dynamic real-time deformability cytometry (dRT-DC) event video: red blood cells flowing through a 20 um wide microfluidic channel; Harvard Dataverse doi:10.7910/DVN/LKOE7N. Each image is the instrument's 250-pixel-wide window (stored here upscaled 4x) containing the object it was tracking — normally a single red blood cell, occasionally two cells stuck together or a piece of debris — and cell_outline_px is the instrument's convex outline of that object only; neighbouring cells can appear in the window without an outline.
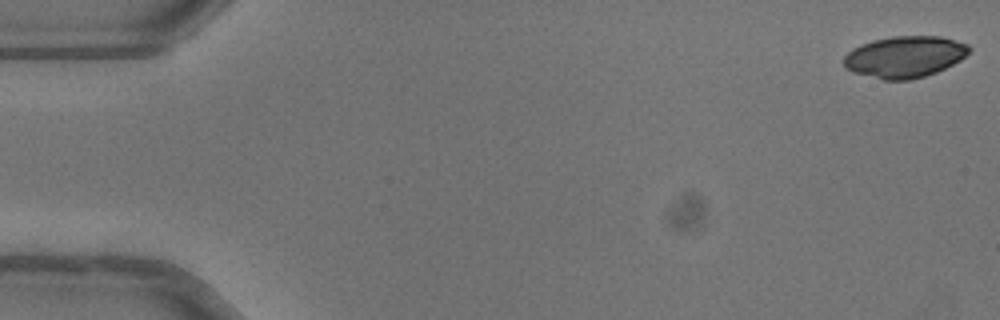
{"species": "common noctule bat (a hibernating species)", "species_latin": "Nyctalus noctula", "temperature_condition": "warm", "stored_images_in_passage": 51, "camera_frame_rate_fps": 3000, "um_per_image_px": 0.085, "animal": {"sex": "female"}, "frame": {"image": 1, "passage_image": 1, "time_ms": 0.0, "image_size_px": [1000, 320], "cell_outline_px": [[972, 48], [960, 60], [936, 72], [924, 76], [908, 80], [884, 80], [852, 72], [844, 68], [844, 56], [852, 48], [860, 44], [872, 40], [892, 36], [940, 36], [968, 44]], "centroid_in_image_um": [76.86, 4.82], "position_along_channel_um": 8.1, "area_um2": 30.35}}
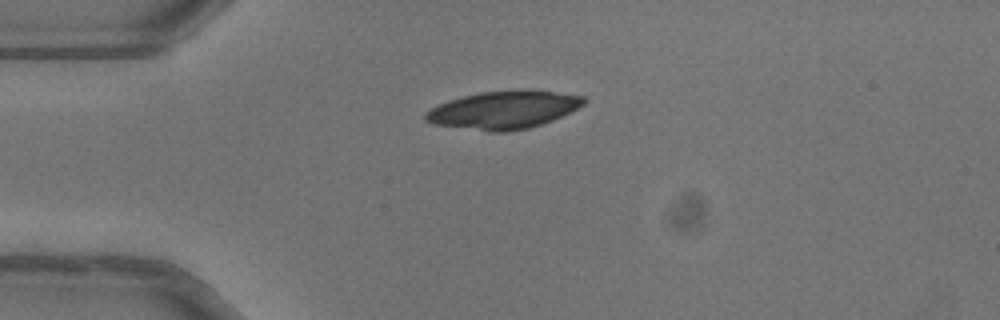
{"frame": {"image": 2, "passage_image": 13, "time_ms": 4.0, "image_size_px": [1000, 320], "cell_outline_px": [[588, 100], [584, 104], [552, 120], [528, 128], [508, 132], [488, 132], [432, 124], [424, 120], [424, 112], [448, 100], [480, 92], [552, 92], [584, 96]], "centroid_in_image_um": [42.73, 9.39], "position_along_channel_um": 42.3, "area_um2": 34.04}}